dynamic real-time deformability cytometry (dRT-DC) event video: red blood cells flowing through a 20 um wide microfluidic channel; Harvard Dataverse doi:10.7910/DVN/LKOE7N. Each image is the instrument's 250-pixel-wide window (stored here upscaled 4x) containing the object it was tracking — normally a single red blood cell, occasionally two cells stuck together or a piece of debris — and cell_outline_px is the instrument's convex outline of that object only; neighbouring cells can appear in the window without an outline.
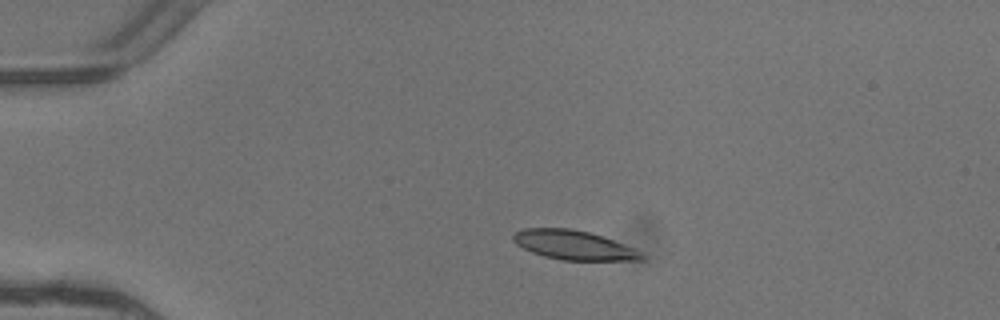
{"species": "common noctule bat (a hibernating species)", "species_latin": "Nyctalus noctula", "temperature_condition": "warm", "stored_images_in_passage": 2, "camera_frame_rate_fps": 3000, "um_per_image_px": 0.085, "animal": {"sex": "female"}, "frame": {"image": 1, "passage_image": 1, "time_ms": 0.0, "image_size_px": [1000, 320], "cell_outline_px": [[644, 260], [560, 260], [544, 256], [532, 252], [516, 244], [512, 240], [512, 236], [516, 232], [524, 228], [572, 228], [588, 232], [612, 240], [632, 248], [640, 252], [644, 256]], "centroid_in_image_um": [48.72, 20.83], "position_along_channel_um": 36.3, "area_um2": 21.62}}